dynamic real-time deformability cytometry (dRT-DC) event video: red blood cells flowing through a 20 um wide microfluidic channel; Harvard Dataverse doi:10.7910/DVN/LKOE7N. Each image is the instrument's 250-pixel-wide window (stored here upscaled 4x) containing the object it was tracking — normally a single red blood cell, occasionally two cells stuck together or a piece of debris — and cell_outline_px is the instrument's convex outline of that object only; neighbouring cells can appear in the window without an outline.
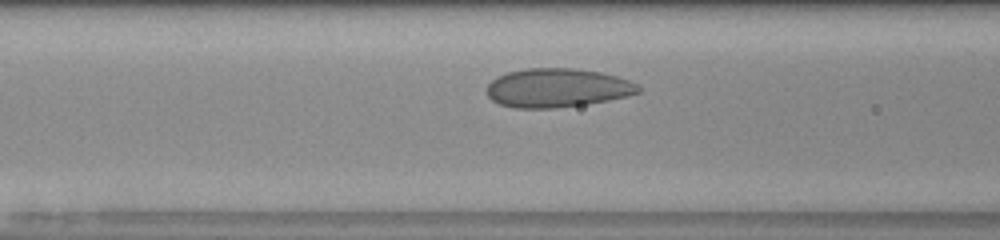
{"species": "human", "species_latin": "Homo sapiens", "temperature_condition": "room temperature", "stored_images_in_passage": 30, "camera_frame_rate_fps": 3000, "um_per_image_px": 0.085, "donor": {"sex": "male"}, "frame": {"image": 1, "passage_image": 9, "time_ms": 2.667, "image_size_px": [1000, 240], "cell_outline_px": [[640, 92], [628, 96], [608, 100], [584, 104], [556, 108], [516, 108], [500, 104], [492, 100], [488, 96], [484, 88], [496, 76], [508, 72], [524, 68], [572, 68], [604, 72], [628, 80], [636, 84], [640, 88]], "centroid_in_image_um": [47.33, 7.46], "position_along_channel_um": 119.3, "area_um2": 34.51}}
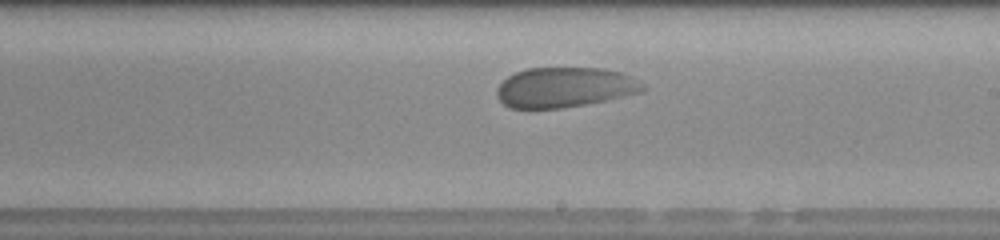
{"frame": {"image": 2, "passage_image": 18, "time_ms": 5.667, "image_size_px": [1000, 240], "cell_outline_px": [[644, 92], [608, 100], [560, 108], [512, 108], [504, 104], [496, 96], [496, 88], [508, 76], [516, 72], [528, 68], [600, 68], [620, 72], [644, 84]], "centroid_in_image_um": [47.99, 7.43], "position_along_channel_um": 241.0, "area_um2": 33.93}}